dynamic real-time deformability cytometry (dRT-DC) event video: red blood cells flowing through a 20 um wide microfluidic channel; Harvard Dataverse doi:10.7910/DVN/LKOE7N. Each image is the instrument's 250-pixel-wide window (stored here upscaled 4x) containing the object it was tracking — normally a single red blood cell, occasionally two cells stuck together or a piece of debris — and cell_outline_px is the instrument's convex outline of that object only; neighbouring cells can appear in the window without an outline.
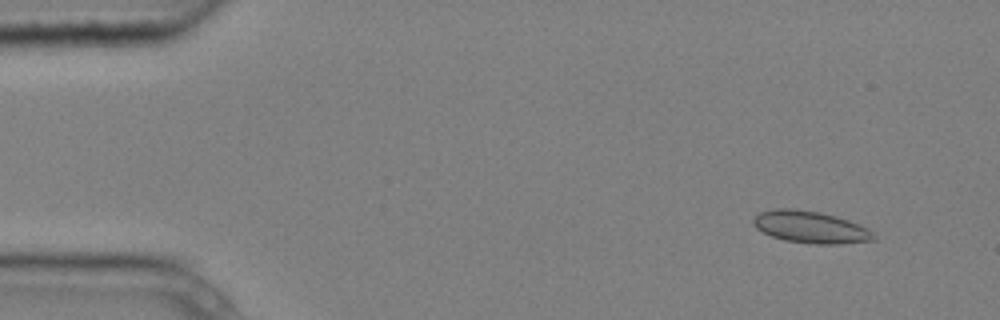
{"species": "common noctule bat (a hibernating species)", "species_latin": "Nyctalus noctula", "temperature_condition": "cold", "stored_images_in_passage": 5, "camera_frame_rate_fps": 3000, "um_per_image_px": 0.085, "animal": {"sex": "male", "body_mass_g": 20.4}, "frame": {"image": 1, "passage_image": 1, "time_ms": 0.0, "image_size_px": [1000, 320], "cell_outline_px": [[876, 240], [840, 244], [816, 244], [784, 240], [772, 236], [756, 228], [752, 224], [752, 220], [760, 212], [772, 208], [792, 208], [820, 212], [836, 216], [848, 220], [868, 228], [876, 236]], "centroid_in_image_um": [68.89, 19.3], "position_along_channel_um": 16.1, "area_um2": 22.54}}
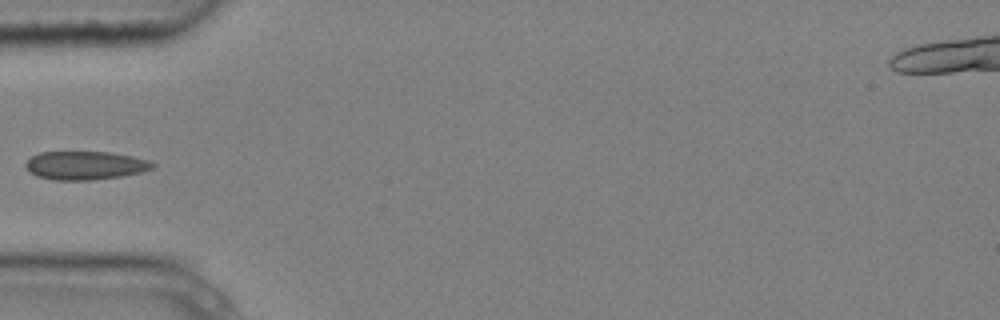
{"frame": {"image": 2, "passage_image": 4, "time_ms": 1.0, "image_size_px": [1000, 320], "cell_outline_px": [[156, 164], [152, 168], [140, 172], [120, 176], [92, 180], [52, 180], [36, 176], [28, 172], [24, 164], [32, 156], [40, 152], [108, 152], [132, 156], [148, 160]], "centroid_in_image_um": [7.19, 14.06], "position_along_channel_um": 77.8, "area_um2": 21.04}}
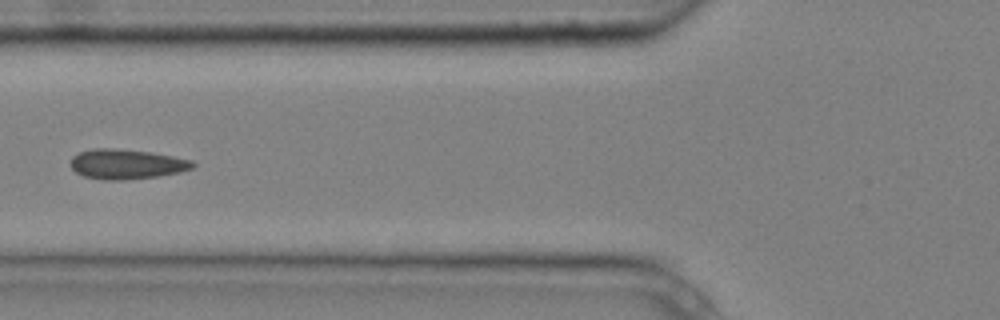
{"frame": {"image": 3, "passage_image": 5, "time_ms": 1.333, "image_size_px": [1000, 320], "cell_outline_px": [[196, 164], [192, 168], [180, 172], [156, 176], [124, 180], [104, 180], [84, 176], [76, 172], [72, 168], [72, 156], [80, 152], [96, 148], [116, 148], [152, 152], [192, 160]], "centroid_in_image_um": [10.77, 13.94], "position_along_channel_um": 115.0, "area_um2": 21.15}}